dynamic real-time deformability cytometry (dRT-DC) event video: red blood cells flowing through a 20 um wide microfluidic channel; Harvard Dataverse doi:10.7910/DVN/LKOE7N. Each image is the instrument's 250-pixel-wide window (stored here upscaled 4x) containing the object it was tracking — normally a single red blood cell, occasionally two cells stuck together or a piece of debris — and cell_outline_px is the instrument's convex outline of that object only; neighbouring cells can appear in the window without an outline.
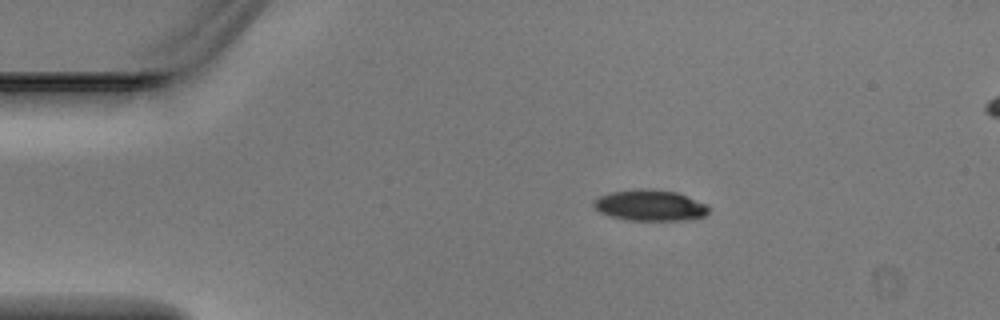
{"species": "Egyptian fruit bat (a non-hibernating species)", "species_latin": "Rousettus aegyptiacus", "temperature_condition": "warm", "stored_images_in_passage": 4, "camera_frame_rate_fps": 3000, "um_per_image_px": 0.085, "animal": {"sex": "male"}, "frame": {"image": 1, "passage_image": 4, "time_ms": 1.0, "image_size_px": [1000, 320], "cell_outline_px": [[708, 212], [704, 216], [684, 220], [624, 220], [600, 212], [592, 204], [596, 196], [612, 192], [640, 188], [644, 188], [676, 192], [708, 204]], "centroid_in_image_um": [55.23, 17.45], "position_along_channel_um": 29.8, "area_um2": 20.75}}